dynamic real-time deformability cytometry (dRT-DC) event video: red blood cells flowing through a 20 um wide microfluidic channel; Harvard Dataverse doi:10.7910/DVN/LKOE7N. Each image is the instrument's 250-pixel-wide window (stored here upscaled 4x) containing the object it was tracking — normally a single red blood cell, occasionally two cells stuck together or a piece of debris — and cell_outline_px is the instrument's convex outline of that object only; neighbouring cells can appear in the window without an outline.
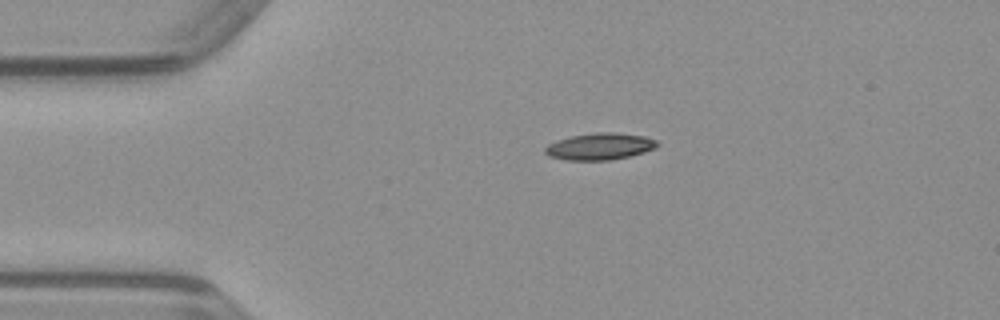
{"species": "common noctule bat (a hibernating species)", "species_latin": "Nyctalus noctula", "temperature_condition": "warm", "stored_images_in_passage": 41, "camera_frame_rate_fps": 3000, "um_per_image_px": 0.085, "animal": {"sex": "male", "body_mass_g": 23.1, "forearm_length_mm": 52.7}, "frame": {"image": 1, "passage_image": 2, "time_ms": 0.333, "image_size_px": [1000, 320], "cell_outline_px": [[660, 144], [656, 148], [644, 152], [628, 156], [608, 160], [568, 160], [548, 156], [544, 152], [544, 148], [548, 144], [556, 140], [572, 136], [596, 132], [616, 132], [644, 136], [656, 140]], "centroid_in_image_um": [50.98, 12.44], "position_along_channel_um": 34.0, "area_um2": 17.51}}
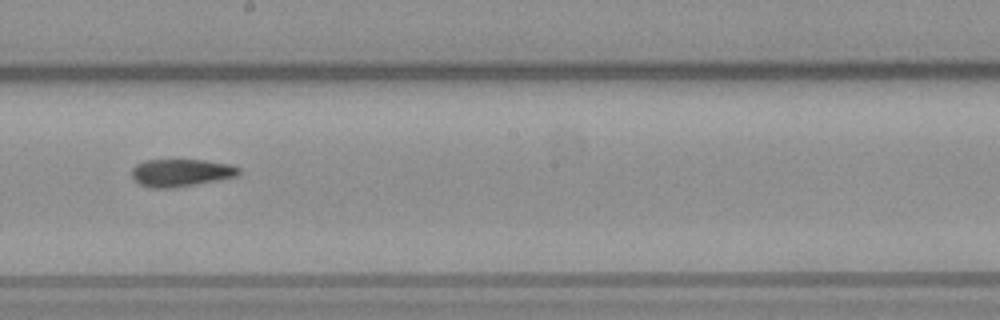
{"frame": {"image": 2, "passage_image": 19, "time_ms": 6.0, "image_size_px": [1000, 320], "cell_outline_px": [[240, 172], [236, 176], [216, 180], [172, 188], [152, 188], [140, 184], [132, 176], [132, 168], [136, 164], [144, 160], [204, 160], [232, 164], [240, 168]], "centroid_in_image_um": [15.38, 14.67], "position_along_channel_um": 232.8, "area_um2": 17.05}}
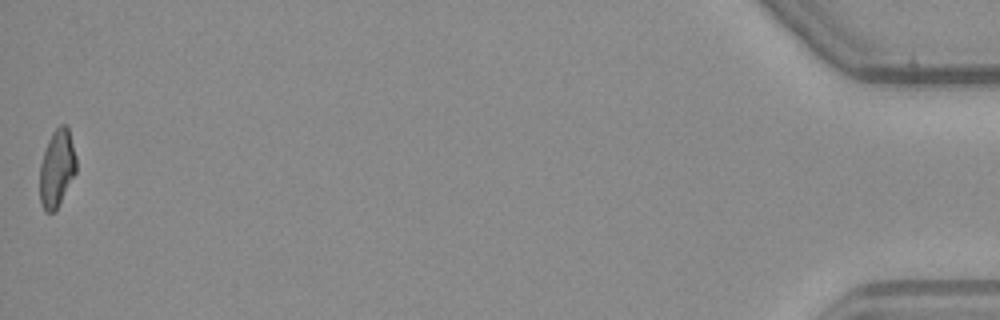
{"frame": {"image": 3, "passage_image": 41, "time_ms": 13.333, "image_size_px": [1000, 320], "cell_outline_px": [[76, 172], [56, 212], [44, 212], [40, 200], [40, 164], [48, 140], [52, 132], [60, 124], [68, 124], [76, 156]], "centroid_in_image_um": [4.84, 14.31], "position_along_channel_um": 430.4, "area_um2": 16.7}}